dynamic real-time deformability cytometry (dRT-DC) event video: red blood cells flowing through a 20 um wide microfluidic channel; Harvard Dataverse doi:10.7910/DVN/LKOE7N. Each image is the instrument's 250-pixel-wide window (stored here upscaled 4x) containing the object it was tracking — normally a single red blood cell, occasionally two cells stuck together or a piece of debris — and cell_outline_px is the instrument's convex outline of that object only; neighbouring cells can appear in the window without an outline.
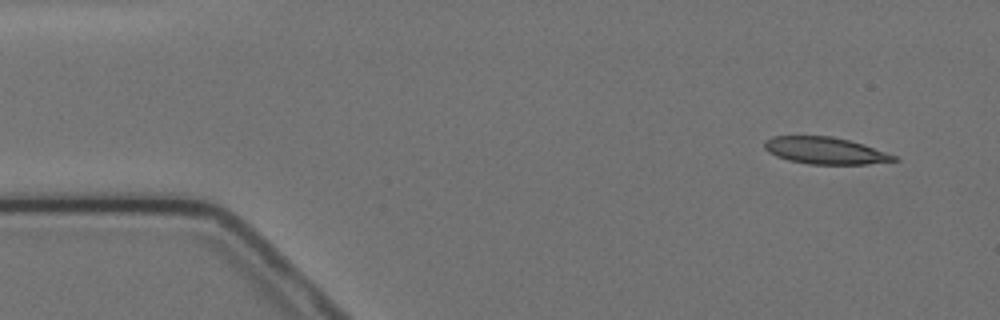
{"species": "Egyptian fruit bat (a non-hibernating species)", "species_latin": "Rousettus aegyptiacus", "temperature_condition": "cold", "stored_images_in_passage": 6, "camera_frame_rate_fps": 3000, "um_per_image_px": 0.085, "animal": {"sex": "female"}, "frame": {"image": 1, "passage_image": 1, "time_ms": 0.0, "image_size_px": [1000, 320], "cell_outline_px": [[900, 160], [864, 164], [808, 164], [788, 160], [776, 156], [768, 152], [764, 148], [764, 140], [772, 136], [832, 136], [864, 144], [896, 156]], "centroid_in_image_um": [70.1, 12.8], "position_along_channel_um": 14.9, "area_um2": 20.29}}
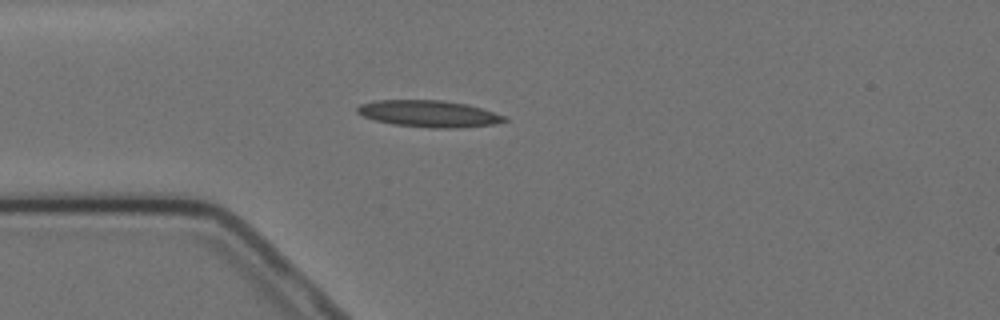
{"frame": {"image": 2, "passage_image": 4, "time_ms": 3.333, "image_size_px": [1000, 320], "cell_outline_px": [[508, 120], [496, 124], [456, 128], [428, 128], [392, 124], [376, 120], [364, 116], [356, 112], [356, 108], [360, 104], [376, 100], [444, 100], [468, 104], [508, 116]], "centroid_in_image_um": [36.5, 9.66], "position_along_channel_um": 48.5, "area_um2": 23.12}}